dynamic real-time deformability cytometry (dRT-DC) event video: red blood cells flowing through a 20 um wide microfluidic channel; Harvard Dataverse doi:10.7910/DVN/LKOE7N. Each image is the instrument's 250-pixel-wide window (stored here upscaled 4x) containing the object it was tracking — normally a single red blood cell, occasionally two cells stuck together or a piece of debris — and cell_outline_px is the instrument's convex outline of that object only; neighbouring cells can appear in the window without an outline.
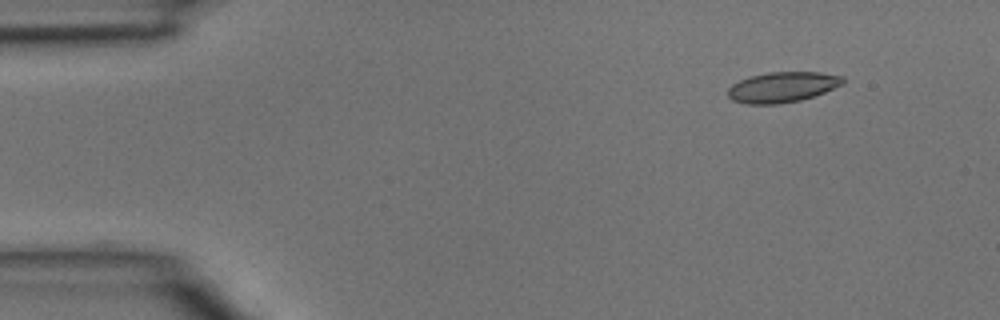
{"species": "common noctule bat (a hibernating species)", "species_latin": "Nyctalus noctula", "temperature_condition": "room temperature", "stored_images_in_passage": 4, "camera_frame_rate_fps": 3000, "um_per_image_px": 0.085, "animal": {"sex": "male", "body_mass_g": 15.6}, "frame": {"image": 1, "passage_image": 2, "time_ms": 0.333, "image_size_px": [1000, 320], "cell_outline_px": [[844, 84], [824, 92], [800, 100], [776, 104], [748, 104], [732, 100], [728, 96], [728, 88], [732, 84], [748, 76], [768, 72], [820, 72], [844, 76]], "centroid_in_image_um": [66.5, 7.39], "position_along_channel_um": 18.5, "area_um2": 20.4}}
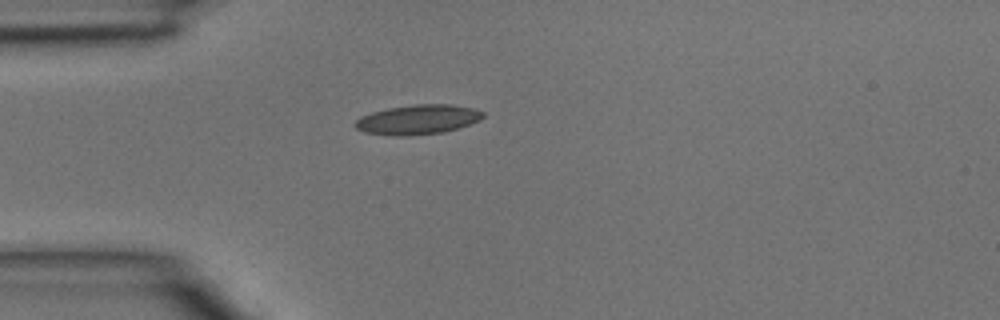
{"frame": {"image": 2, "passage_image": 4, "time_ms": 1.0, "image_size_px": [1000, 320], "cell_outline_px": [[484, 116], [480, 120], [444, 132], [412, 136], [392, 136], [364, 132], [356, 128], [352, 124], [360, 116], [372, 112], [388, 108], [416, 104], [452, 104], [472, 108], [484, 112]], "centroid_in_image_um": [35.48, 10.17], "position_along_channel_um": 49.5, "area_um2": 22.2}}